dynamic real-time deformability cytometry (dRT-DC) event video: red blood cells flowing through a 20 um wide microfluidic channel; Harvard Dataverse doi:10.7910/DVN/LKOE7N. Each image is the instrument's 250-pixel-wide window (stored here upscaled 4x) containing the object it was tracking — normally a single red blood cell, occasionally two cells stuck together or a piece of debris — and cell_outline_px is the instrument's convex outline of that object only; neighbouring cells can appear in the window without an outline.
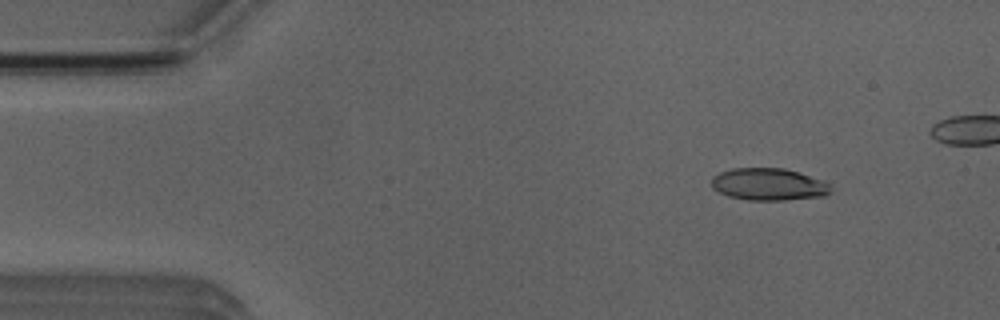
{"species": "Egyptian fruit bat (a non-hibernating species)", "species_latin": "Rousettus aegyptiacus", "temperature_condition": "room temperature", "stored_images_in_passage": 5, "camera_frame_rate_fps": 3000, "um_per_image_px": 0.085, "animal": {"sex": "male"}, "frame": {"image": 1, "passage_image": 2, "time_ms": 1.0, "image_size_px": [1000, 320], "cell_outline_px": [[832, 192], [824, 196], [784, 200], [748, 200], [728, 196], [712, 188], [712, 176], [720, 172], [732, 168], [784, 168], [800, 172], [824, 180], [832, 188]], "centroid_in_image_um": [65.36, 15.66], "position_along_channel_um": 19.6, "area_um2": 22.54}}